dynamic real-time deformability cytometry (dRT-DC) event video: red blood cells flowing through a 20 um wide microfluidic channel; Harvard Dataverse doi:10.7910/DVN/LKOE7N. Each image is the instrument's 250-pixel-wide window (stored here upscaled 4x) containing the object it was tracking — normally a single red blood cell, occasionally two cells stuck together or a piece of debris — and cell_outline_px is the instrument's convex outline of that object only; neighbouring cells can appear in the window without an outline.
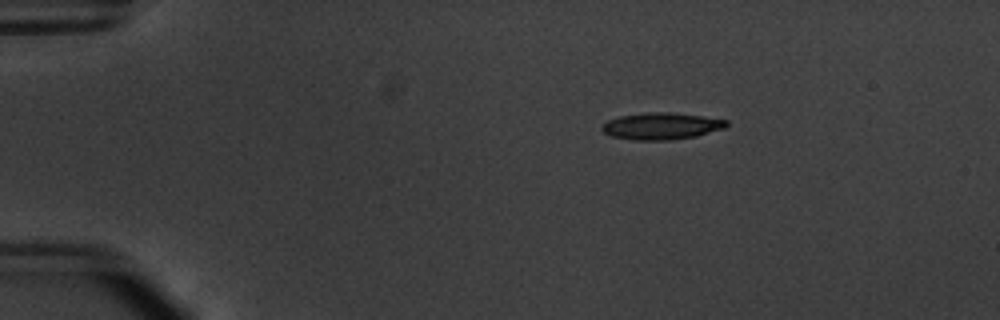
{"species": "common noctule bat (a hibernating species)", "species_latin": "Nyctalus noctula", "temperature_condition": "warm", "stored_images_in_passage": 26, "camera_frame_rate_fps": 3000, "um_per_image_px": 0.085, "animal": {"sex": "male", "body_mass_g": 20.1, "forearm_length_mm": 53.5}, "frame": {"image": 1, "passage_image": 11, "time_ms": 3.333, "image_size_px": [1000, 320], "cell_outline_px": [[728, 124], [724, 128], [696, 136], [668, 140], [636, 140], [612, 136], [604, 132], [600, 128], [608, 120], [620, 116], [648, 112], [672, 112], [704, 116], [728, 120]], "centroid_in_image_um": [56.24, 10.71], "position_along_channel_um": 28.8, "area_um2": 19.36}}
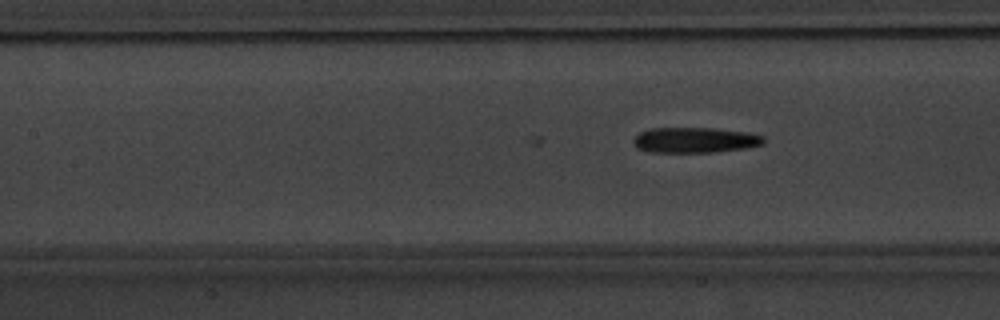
{"frame": {"image": 2, "passage_image": 26, "time_ms": 8.333, "image_size_px": [1000, 320], "cell_outline_px": [[764, 144], [744, 148], [716, 152], [648, 152], [636, 148], [632, 144], [632, 140], [640, 132], [652, 128], [712, 128], [748, 132], [764, 136]], "centroid_in_image_um": [59.04, 11.91], "position_along_channel_um": 148.4, "area_um2": 19.42}}